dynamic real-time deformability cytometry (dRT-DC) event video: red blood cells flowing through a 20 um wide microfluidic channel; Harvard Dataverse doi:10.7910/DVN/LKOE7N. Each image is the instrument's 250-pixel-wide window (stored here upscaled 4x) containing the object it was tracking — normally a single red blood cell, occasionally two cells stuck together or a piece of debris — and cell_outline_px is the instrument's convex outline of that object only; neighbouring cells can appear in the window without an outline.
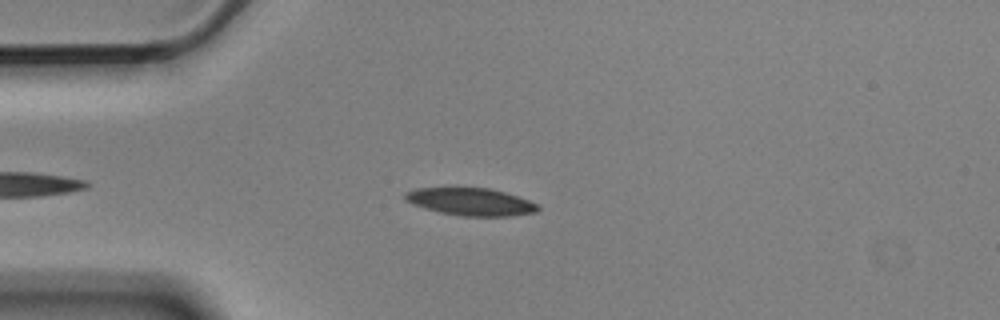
{"species": "Egyptian fruit bat (a non-hibernating species)", "species_latin": "Rousettus aegyptiacus", "temperature_condition": "cold", "stored_images_in_passage": 3, "camera_frame_rate_fps": 3000, "um_per_image_px": 0.085, "animal": {"sex": "male"}, "frame": {"image": 1, "passage_image": 3, "time_ms": 0.667, "image_size_px": [1000, 320], "cell_outline_px": [[540, 208], [536, 212], [508, 216], [460, 216], [440, 212], [424, 208], [412, 204], [404, 200], [404, 192], [416, 188], [488, 188], [504, 192], [540, 204]], "centroid_in_image_um": [39.99, 17.15], "position_along_channel_um": 45.0, "area_um2": 21.27}}